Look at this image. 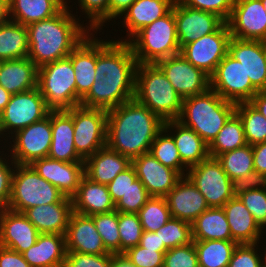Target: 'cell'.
Segmentation results:
<instances>
[{
    "label": "cell",
    "mask_w": 266,
    "mask_h": 267,
    "mask_svg": "<svg viewBox=\"0 0 266 267\" xmlns=\"http://www.w3.org/2000/svg\"><path fill=\"white\" fill-rule=\"evenodd\" d=\"M249 102L266 118V90L258 91Z\"/></svg>",
    "instance_id": "cell-62"
},
{
    "label": "cell",
    "mask_w": 266,
    "mask_h": 267,
    "mask_svg": "<svg viewBox=\"0 0 266 267\" xmlns=\"http://www.w3.org/2000/svg\"><path fill=\"white\" fill-rule=\"evenodd\" d=\"M93 32L86 35L68 56L75 72L76 106L88 94L95 81L96 37Z\"/></svg>",
    "instance_id": "cell-24"
},
{
    "label": "cell",
    "mask_w": 266,
    "mask_h": 267,
    "mask_svg": "<svg viewBox=\"0 0 266 267\" xmlns=\"http://www.w3.org/2000/svg\"><path fill=\"white\" fill-rule=\"evenodd\" d=\"M118 230L120 235V255L137 246L142 237L143 228L137 213L118 212Z\"/></svg>",
    "instance_id": "cell-46"
},
{
    "label": "cell",
    "mask_w": 266,
    "mask_h": 267,
    "mask_svg": "<svg viewBox=\"0 0 266 267\" xmlns=\"http://www.w3.org/2000/svg\"><path fill=\"white\" fill-rule=\"evenodd\" d=\"M227 24L233 38L266 42V10L261 0H235Z\"/></svg>",
    "instance_id": "cell-16"
},
{
    "label": "cell",
    "mask_w": 266,
    "mask_h": 267,
    "mask_svg": "<svg viewBox=\"0 0 266 267\" xmlns=\"http://www.w3.org/2000/svg\"><path fill=\"white\" fill-rule=\"evenodd\" d=\"M37 87L50 111L76 107L75 72L69 57L38 68Z\"/></svg>",
    "instance_id": "cell-7"
},
{
    "label": "cell",
    "mask_w": 266,
    "mask_h": 267,
    "mask_svg": "<svg viewBox=\"0 0 266 267\" xmlns=\"http://www.w3.org/2000/svg\"><path fill=\"white\" fill-rule=\"evenodd\" d=\"M181 4L199 9L206 12H211L218 15L225 22L231 16L235 0H178Z\"/></svg>",
    "instance_id": "cell-54"
},
{
    "label": "cell",
    "mask_w": 266,
    "mask_h": 267,
    "mask_svg": "<svg viewBox=\"0 0 266 267\" xmlns=\"http://www.w3.org/2000/svg\"><path fill=\"white\" fill-rule=\"evenodd\" d=\"M38 67L28 58L3 60L0 85L10 94L26 92L37 87Z\"/></svg>",
    "instance_id": "cell-34"
},
{
    "label": "cell",
    "mask_w": 266,
    "mask_h": 267,
    "mask_svg": "<svg viewBox=\"0 0 266 267\" xmlns=\"http://www.w3.org/2000/svg\"><path fill=\"white\" fill-rule=\"evenodd\" d=\"M258 243L238 244L230 259L228 267H262Z\"/></svg>",
    "instance_id": "cell-53"
},
{
    "label": "cell",
    "mask_w": 266,
    "mask_h": 267,
    "mask_svg": "<svg viewBox=\"0 0 266 267\" xmlns=\"http://www.w3.org/2000/svg\"><path fill=\"white\" fill-rule=\"evenodd\" d=\"M134 98L163 121L178 119L182 111L183 98L156 64L138 63Z\"/></svg>",
    "instance_id": "cell-4"
},
{
    "label": "cell",
    "mask_w": 266,
    "mask_h": 267,
    "mask_svg": "<svg viewBox=\"0 0 266 267\" xmlns=\"http://www.w3.org/2000/svg\"><path fill=\"white\" fill-rule=\"evenodd\" d=\"M10 139H13L9 142H13L12 148L7 143L6 150L16 164L30 165L34 160L48 157L52 142L51 111L42 120L17 131Z\"/></svg>",
    "instance_id": "cell-11"
},
{
    "label": "cell",
    "mask_w": 266,
    "mask_h": 267,
    "mask_svg": "<svg viewBox=\"0 0 266 267\" xmlns=\"http://www.w3.org/2000/svg\"><path fill=\"white\" fill-rule=\"evenodd\" d=\"M216 158L231 180L243 177L254 170L253 151L249 144L224 152Z\"/></svg>",
    "instance_id": "cell-42"
},
{
    "label": "cell",
    "mask_w": 266,
    "mask_h": 267,
    "mask_svg": "<svg viewBox=\"0 0 266 267\" xmlns=\"http://www.w3.org/2000/svg\"><path fill=\"white\" fill-rule=\"evenodd\" d=\"M165 199L171 217L190 224L209 208L202 193L187 176L176 183Z\"/></svg>",
    "instance_id": "cell-22"
},
{
    "label": "cell",
    "mask_w": 266,
    "mask_h": 267,
    "mask_svg": "<svg viewBox=\"0 0 266 267\" xmlns=\"http://www.w3.org/2000/svg\"><path fill=\"white\" fill-rule=\"evenodd\" d=\"M66 5L51 18L27 25L28 58L39 68L66 58L91 31ZM72 12V13H71Z\"/></svg>",
    "instance_id": "cell-2"
},
{
    "label": "cell",
    "mask_w": 266,
    "mask_h": 267,
    "mask_svg": "<svg viewBox=\"0 0 266 267\" xmlns=\"http://www.w3.org/2000/svg\"><path fill=\"white\" fill-rule=\"evenodd\" d=\"M136 0H109V22L113 19H120L123 13L135 2Z\"/></svg>",
    "instance_id": "cell-61"
},
{
    "label": "cell",
    "mask_w": 266,
    "mask_h": 267,
    "mask_svg": "<svg viewBox=\"0 0 266 267\" xmlns=\"http://www.w3.org/2000/svg\"><path fill=\"white\" fill-rule=\"evenodd\" d=\"M139 245L151 250H168L164 243H161L159 230L155 232L143 231Z\"/></svg>",
    "instance_id": "cell-59"
},
{
    "label": "cell",
    "mask_w": 266,
    "mask_h": 267,
    "mask_svg": "<svg viewBox=\"0 0 266 267\" xmlns=\"http://www.w3.org/2000/svg\"><path fill=\"white\" fill-rule=\"evenodd\" d=\"M166 251L146 249L138 244L122 255L135 267H163Z\"/></svg>",
    "instance_id": "cell-50"
},
{
    "label": "cell",
    "mask_w": 266,
    "mask_h": 267,
    "mask_svg": "<svg viewBox=\"0 0 266 267\" xmlns=\"http://www.w3.org/2000/svg\"><path fill=\"white\" fill-rule=\"evenodd\" d=\"M132 166L151 196L165 197L182 178L176 170L164 166L149 152L132 159Z\"/></svg>",
    "instance_id": "cell-20"
},
{
    "label": "cell",
    "mask_w": 266,
    "mask_h": 267,
    "mask_svg": "<svg viewBox=\"0 0 266 267\" xmlns=\"http://www.w3.org/2000/svg\"><path fill=\"white\" fill-rule=\"evenodd\" d=\"M6 154L4 151H0V210L8 206L11 196L12 176L16 166L11 158L6 157Z\"/></svg>",
    "instance_id": "cell-55"
},
{
    "label": "cell",
    "mask_w": 266,
    "mask_h": 267,
    "mask_svg": "<svg viewBox=\"0 0 266 267\" xmlns=\"http://www.w3.org/2000/svg\"><path fill=\"white\" fill-rule=\"evenodd\" d=\"M39 234L22 212L0 210V246L22 254L36 243Z\"/></svg>",
    "instance_id": "cell-21"
},
{
    "label": "cell",
    "mask_w": 266,
    "mask_h": 267,
    "mask_svg": "<svg viewBox=\"0 0 266 267\" xmlns=\"http://www.w3.org/2000/svg\"><path fill=\"white\" fill-rule=\"evenodd\" d=\"M233 196L254 189H266V174H261L256 170L249 172L247 175L232 180Z\"/></svg>",
    "instance_id": "cell-56"
},
{
    "label": "cell",
    "mask_w": 266,
    "mask_h": 267,
    "mask_svg": "<svg viewBox=\"0 0 266 267\" xmlns=\"http://www.w3.org/2000/svg\"><path fill=\"white\" fill-rule=\"evenodd\" d=\"M158 230L161 243H164L167 249L188 245L193 242L192 224L186 221L171 217Z\"/></svg>",
    "instance_id": "cell-45"
},
{
    "label": "cell",
    "mask_w": 266,
    "mask_h": 267,
    "mask_svg": "<svg viewBox=\"0 0 266 267\" xmlns=\"http://www.w3.org/2000/svg\"><path fill=\"white\" fill-rule=\"evenodd\" d=\"M73 212L85 216L109 213L115 210L107 185L92 181L86 175L81 179L77 193L72 197Z\"/></svg>",
    "instance_id": "cell-27"
},
{
    "label": "cell",
    "mask_w": 266,
    "mask_h": 267,
    "mask_svg": "<svg viewBox=\"0 0 266 267\" xmlns=\"http://www.w3.org/2000/svg\"><path fill=\"white\" fill-rule=\"evenodd\" d=\"M74 145L85 161L107 143V111L81 105L72 108Z\"/></svg>",
    "instance_id": "cell-10"
},
{
    "label": "cell",
    "mask_w": 266,
    "mask_h": 267,
    "mask_svg": "<svg viewBox=\"0 0 266 267\" xmlns=\"http://www.w3.org/2000/svg\"><path fill=\"white\" fill-rule=\"evenodd\" d=\"M0 267H31L21 253L0 246Z\"/></svg>",
    "instance_id": "cell-58"
},
{
    "label": "cell",
    "mask_w": 266,
    "mask_h": 267,
    "mask_svg": "<svg viewBox=\"0 0 266 267\" xmlns=\"http://www.w3.org/2000/svg\"><path fill=\"white\" fill-rule=\"evenodd\" d=\"M163 267H199L194 242L168 249L164 254Z\"/></svg>",
    "instance_id": "cell-51"
},
{
    "label": "cell",
    "mask_w": 266,
    "mask_h": 267,
    "mask_svg": "<svg viewBox=\"0 0 266 267\" xmlns=\"http://www.w3.org/2000/svg\"><path fill=\"white\" fill-rule=\"evenodd\" d=\"M179 46L194 42L204 35L216 32L225 21L218 15L181 4L173 5Z\"/></svg>",
    "instance_id": "cell-17"
},
{
    "label": "cell",
    "mask_w": 266,
    "mask_h": 267,
    "mask_svg": "<svg viewBox=\"0 0 266 267\" xmlns=\"http://www.w3.org/2000/svg\"><path fill=\"white\" fill-rule=\"evenodd\" d=\"M135 96V83H111L95 80L80 105L109 111Z\"/></svg>",
    "instance_id": "cell-32"
},
{
    "label": "cell",
    "mask_w": 266,
    "mask_h": 267,
    "mask_svg": "<svg viewBox=\"0 0 266 267\" xmlns=\"http://www.w3.org/2000/svg\"><path fill=\"white\" fill-rule=\"evenodd\" d=\"M138 62L128 42L96 38L95 80L135 83Z\"/></svg>",
    "instance_id": "cell-8"
},
{
    "label": "cell",
    "mask_w": 266,
    "mask_h": 267,
    "mask_svg": "<svg viewBox=\"0 0 266 267\" xmlns=\"http://www.w3.org/2000/svg\"><path fill=\"white\" fill-rule=\"evenodd\" d=\"M28 52V30L25 25L11 20L0 25L1 60L26 58Z\"/></svg>",
    "instance_id": "cell-37"
},
{
    "label": "cell",
    "mask_w": 266,
    "mask_h": 267,
    "mask_svg": "<svg viewBox=\"0 0 266 267\" xmlns=\"http://www.w3.org/2000/svg\"><path fill=\"white\" fill-rule=\"evenodd\" d=\"M250 211L255 222L263 230L266 228V189H254L238 196Z\"/></svg>",
    "instance_id": "cell-49"
},
{
    "label": "cell",
    "mask_w": 266,
    "mask_h": 267,
    "mask_svg": "<svg viewBox=\"0 0 266 267\" xmlns=\"http://www.w3.org/2000/svg\"><path fill=\"white\" fill-rule=\"evenodd\" d=\"M176 0H136L124 13L123 27L127 28L126 39L118 41L128 42L140 29L150 25L155 20L168 14Z\"/></svg>",
    "instance_id": "cell-30"
},
{
    "label": "cell",
    "mask_w": 266,
    "mask_h": 267,
    "mask_svg": "<svg viewBox=\"0 0 266 267\" xmlns=\"http://www.w3.org/2000/svg\"><path fill=\"white\" fill-rule=\"evenodd\" d=\"M155 64L183 99L204 93L210 88V76L191 64L181 53Z\"/></svg>",
    "instance_id": "cell-15"
},
{
    "label": "cell",
    "mask_w": 266,
    "mask_h": 267,
    "mask_svg": "<svg viewBox=\"0 0 266 267\" xmlns=\"http://www.w3.org/2000/svg\"><path fill=\"white\" fill-rule=\"evenodd\" d=\"M151 198L146 187L137 178L115 203V210L123 213H138L142 206Z\"/></svg>",
    "instance_id": "cell-47"
},
{
    "label": "cell",
    "mask_w": 266,
    "mask_h": 267,
    "mask_svg": "<svg viewBox=\"0 0 266 267\" xmlns=\"http://www.w3.org/2000/svg\"><path fill=\"white\" fill-rule=\"evenodd\" d=\"M112 267H135V266L131 264L123 255L113 254Z\"/></svg>",
    "instance_id": "cell-64"
},
{
    "label": "cell",
    "mask_w": 266,
    "mask_h": 267,
    "mask_svg": "<svg viewBox=\"0 0 266 267\" xmlns=\"http://www.w3.org/2000/svg\"><path fill=\"white\" fill-rule=\"evenodd\" d=\"M85 175L92 181L108 185L115 177L132 165V160L111 150L107 145L85 161Z\"/></svg>",
    "instance_id": "cell-31"
},
{
    "label": "cell",
    "mask_w": 266,
    "mask_h": 267,
    "mask_svg": "<svg viewBox=\"0 0 266 267\" xmlns=\"http://www.w3.org/2000/svg\"><path fill=\"white\" fill-rule=\"evenodd\" d=\"M52 142L48 157L65 162H84L74 145V123L70 110L51 111Z\"/></svg>",
    "instance_id": "cell-25"
},
{
    "label": "cell",
    "mask_w": 266,
    "mask_h": 267,
    "mask_svg": "<svg viewBox=\"0 0 266 267\" xmlns=\"http://www.w3.org/2000/svg\"><path fill=\"white\" fill-rule=\"evenodd\" d=\"M136 179L137 175L132 165L125 171L119 173L115 179L107 185L112 201L116 203Z\"/></svg>",
    "instance_id": "cell-57"
},
{
    "label": "cell",
    "mask_w": 266,
    "mask_h": 267,
    "mask_svg": "<svg viewBox=\"0 0 266 267\" xmlns=\"http://www.w3.org/2000/svg\"><path fill=\"white\" fill-rule=\"evenodd\" d=\"M72 202L59 189L41 177L31 165L16 164L11 185V196L7 208L24 212L34 206Z\"/></svg>",
    "instance_id": "cell-6"
},
{
    "label": "cell",
    "mask_w": 266,
    "mask_h": 267,
    "mask_svg": "<svg viewBox=\"0 0 266 267\" xmlns=\"http://www.w3.org/2000/svg\"><path fill=\"white\" fill-rule=\"evenodd\" d=\"M143 231L155 232L171 218L165 197L151 196L137 213Z\"/></svg>",
    "instance_id": "cell-43"
},
{
    "label": "cell",
    "mask_w": 266,
    "mask_h": 267,
    "mask_svg": "<svg viewBox=\"0 0 266 267\" xmlns=\"http://www.w3.org/2000/svg\"><path fill=\"white\" fill-rule=\"evenodd\" d=\"M261 259H262V267H266V247L264 250V254H261Z\"/></svg>",
    "instance_id": "cell-66"
},
{
    "label": "cell",
    "mask_w": 266,
    "mask_h": 267,
    "mask_svg": "<svg viewBox=\"0 0 266 267\" xmlns=\"http://www.w3.org/2000/svg\"><path fill=\"white\" fill-rule=\"evenodd\" d=\"M254 170L261 174H266V142L252 146Z\"/></svg>",
    "instance_id": "cell-60"
},
{
    "label": "cell",
    "mask_w": 266,
    "mask_h": 267,
    "mask_svg": "<svg viewBox=\"0 0 266 267\" xmlns=\"http://www.w3.org/2000/svg\"><path fill=\"white\" fill-rule=\"evenodd\" d=\"M247 144L241 119L234 113L208 145L209 156L216 158L224 152L241 148Z\"/></svg>",
    "instance_id": "cell-39"
},
{
    "label": "cell",
    "mask_w": 266,
    "mask_h": 267,
    "mask_svg": "<svg viewBox=\"0 0 266 267\" xmlns=\"http://www.w3.org/2000/svg\"><path fill=\"white\" fill-rule=\"evenodd\" d=\"M139 64L157 61L180 53L173 8L165 16L140 29L129 41Z\"/></svg>",
    "instance_id": "cell-5"
},
{
    "label": "cell",
    "mask_w": 266,
    "mask_h": 267,
    "mask_svg": "<svg viewBox=\"0 0 266 267\" xmlns=\"http://www.w3.org/2000/svg\"><path fill=\"white\" fill-rule=\"evenodd\" d=\"M230 39V30L225 22L216 32L186 44L180 53L195 67L211 76L220 61L227 55Z\"/></svg>",
    "instance_id": "cell-14"
},
{
    "label": "cell",
    "mask_w": 266,
    "mask_h": 267,
    "mask_svg": "<svg viewBox=\"0 0 266 267\" xmlns=\"http://www.w3.org/2000/svg\"><path fill=\"white\" fill-rule=\"evenodd\" d=\"M66 252H79L92 255L109 253L90 216L73 212L65 234Z\"/></svg>",
    "instance_id": "cell-23"
},
{
    "label": "cell",
    "mask_w": 266,
    "mask_h": 267,
    "mask_svg": "<svg viewBox=\"0 0 266 267\" xmlns=\"http://www.w3.org/2000/svg\"><path fill=\"white\" fill-rule=\"evenodd\" d=\"M232 239L238 244H259L262 229L238 196L223 205Z\"/></svg>",
    "instance_id": "cell-29"
},
{
    "label": "cell",
    "mask_w": 266,
    "mask_h": 267,
    "mask_svg": "<svg viewBox=\"0 0 266 267\" xmlns=\"http://www.w3.org/2000/svg\"><path fill=\"white\" fill-rule=\"evenodd\" d=\"M149 153L164 166L176 170L182 177L187 175L188 168L181 161L175 141L164 128L156 135Z\"/></svg>",
    "instance_id": "cell-41"
},
{
    "label": "cell",
    "mask_w": 266,
    "mask_h": 267,
    "mask_svg": "<svg viewBox=\"0 0 266 267\" xmlns=\"http://www.w3.org/2000/svg\"><path fill=\"white\" fill-rule=\"evenodd\" d=\"M236 103L221 98L209 88L206 92L183 99L177 119L194 130L208 145L235 113Z\"/></svg>",
    "instance_id": "cell-3"
},
{
    "label": "cell",
    "mask_w": 266,
    "mask_h": 267,
    "mask_svg": "<svg viewBox=\"0 0 266 267\" xmlns=\"http://www.w3.org/2000/svg\"><path fill=\"white\" fill-rule=\"evenodd\" d=\"M79 9L89 20V30L94 33L100 31L109 22V0H78ZM81 7V8H80Z\"/></svg>",
    "instance_id": "cell-48"
},
{
    "label": "cell",
    "mask_w": 266,
    "mask_h": 267,
    "mask_svg": "<svg viewBox=\"0 0 266 267\" xmlns=\"http://www.w3.org/2000/svg\"><path fill=\"white\" fill-rule=\"evenodd\" d=\"M49 111L38 87L26 92L12 94L9 103L0 113V142L3 140L8 142L9 137L17 131L42 120L48 115ZM1 138L4 139L1 140Z\"/></svg>",
    "instance_id": "cell-9"
},
{
    "label": "cell",
    "mask_w": 266,
    "mask_h": 267,
    "mask_svg": "<svg viewBox=\"0 0 266 267\" xmlns=\"http://www.w3.org/2000/svg\"><path fill=\"white\" fill-rule=\"evenodd\" d=\"M210 88L221 98L233 103L249 102L258 90L252 85L241 62L228 54L210 76Z\"/></svg>",
    "instance_id": "cell-13"
},
{
    "label": "cell",
    "mask_w": 266,
    "mask_h": 267,
    "mask_svg": "<svg viewBox=\"0 0 266 267\" xmlns=\"http://www.w3.org/2000/svg\"><path fill=\"white\" fill-rule=\"evenodd\" d=\"M199 267H228L238 243L234 240H193Z\"/></svg>",
    "instance_id": "cell-38"
},
{
    "label": "cell",
    "mask_w": 266,
    "mask_h": 267,
    "mask_svg": "<svg viewBox=\"0 0 266 267\" xmlns=\"http://www.w3.org/2000/svg\"><path fill=\"white\" fill-rule=\"evenodd\" d=\"M22 255L31 267H63L66 257L65 235L39 234L36 243Z\"/></svg>",
    "instance_id": "cell-33"
},
{
    "label": "cell",
    "mask_w": 266,
    "mask_h": 267,
    "mask_svg": "<svg viewBox=\"0 0 266 267\" xmlns=\"http://www.w3.org/2000/svg\"><path fill=\"white\" fill-rule=\"evenodd\" d=\"M163 128L170 132L181 161L188 169L209 157L208 144L194 130L177 119L164 121Z\"/></svg>",
    "instance_id": "cell-26"
},
{
    "label": "cell",
    "mask_w": 266,
    "mask_h": 267,
    "mask_svg": "<svg viewBox=\"0 0 266 267\" xmlns=\"http://www.w3.org/2000/svg\"><path fill=\"white\" fill-rule=\"evenodd\" d=\"M9 20V0H0V25Z\"/></svg>",
    "instance_id": "cell-63"
},
{
    "label": "cell",
    "mask_w": 266,
    "mask_h": 267,
    "mask_svg": "<svg viewBox=\"0 0 266 267\" xmlns=\"http://www.w3.org/2000/svg\"><path fill=\"white\" fill-rule=\"evenodd\" d=\"M69 3L68 0H9V18L27 26L53 17Z\"/></svg>",
    "instance_id": "cell-35"
},
{
    "label": "cell",
    "mask_w": 266,
    "mask_h": 267,
    "mask_svg": "<svg viewBox=\"0 0 266 267\" xmlns=\"http://www.w3.org/2000/svg\"><path fill=\"white\" fill-rule=\"evenodd\" d=\"M73 213L72 202L34 206L26 209L23 214L35 226L40 234L65 235L69 219Z\"/></svg>",
    "instance_id": "cell-28"
},
{
    "label": "cell",
    "mask_w": 266,
    "mask_h": 267,
    "mask_svg": "<svg viewBox=\"0 0 266 267\" xmlns=\"http://www.w3.org/2000/svg\"><path fill=\"white\" fill-rule=\"evenodd\" d=\"M262 1V3H263V7H264V9L266 10V0H261Z\"/></svg>",
    "instance_id": "cell-67"
},
{
    "label": "cell",
    "mask_w": 266,
    "mask_h": 267,
    "mask_svg": "<svg viewBox=\"0 0 266 267\" xmlns=\"http://www.w3.org/2000/svg\"><path fill=\"white\" fill-rule=\"evenodd\" d=\"M202 193L209 207H223L232 199V180L217 158L208 157L188 169L186 175Z\"/></svg>",
    "instance_id": "cell-12"
},
{
    "label": "cell",
    "mask_w": 266,
    "mask_h": 267,
    "mask_svg": "<svg viewBox=\"0 0 266 267\" xmlns=\"http://www.w3.org/2000/svg\"><path fill=\"white\" fill-rule=\"evenodd\" d=\"M10 94L6 89L0 85V113L5 109L6 105L9 103Z\"/></svg>",
    "instance_id": "cell-65"
},
{
    "label": "cell",
    "mask_w": 266,
    "mask_h": 267,
    "mask_svg": "<svg viewBox=\"0 0 266 267\" xmlns=\"http://www.w3.org/2000/svg\"><path fill=\"white\" fill-rule=\"evenodd\" d=\"M235 114L241 119L249 145L266 142V118L250 102L237 103Z\"/></svg>",
    "instance_id": "cell-40"
},
{
    "label": "cell",
    "mask_w": 266,
    "mask_h": 267,
    "mask_svg": "<svg viewBox=\"0 0 266 267\" xmlns=\"http://www.w3.org/2000/svg\"><path fill=\"white\" fill-rule=\"evenodd\" d=\"M113 254L66 252L63 267H112Z\"/></svg>",
    "instance_id": "cell-52"
},
{
    "label": "cell",
    "mask_w": 266,
    "mask_h": 267,
    "mask_svg": "<svg viewBox=\"0 0 266 267\" xmlns=\"http://www.w3.org/2000/svg\"><path fill=\"white\" fill-rule=\"evenodd\" d=\"M100 234L106 250L114 255H120V235L118 230V211L90 216Z\"/></svg>",
    "instance_id": "cell-44"
},
{
    "label": "cell",
    "mask_w": 266,
    "mask_h": 267,
    "mask_svg": "<svg viewBox=\"0 0 266 267\" xmlns=\"http://www.w3.org/2000/svg\"><path fill=\"white\" fill-rule=\"evenodd\" d=\"M30 165L41 177L69 198L77 193L81 179L85 175L84 162H65L45 157L34 160Z\"/></svg>",
    "instance_id": "cell-18"
},
{
    "label": "cell",
    "mask_w": 266,
    "mask_h": 267,
    "mask_svg": "<svg viewBox=\"0 0 266 267\" xmlns=\"http://www.w3.org/2000/svg\"><path fill=\"white\" fill-rule=\"evenodd\" d=\"M193 240H233L222 207H209L192 223Z\"/></svg>",
    "instance_id": "cell-36"
},
{
    "label": "cell",
    "mask_w": 266,
    "mask_h": 267,
    "mask_svg": "<svg viewBox=\"0 0 266 267\" xmlns=\"http://www.w3.org/2000/svg\"><path fill=\"white\" fill-rule=\"evenodd\" d=\"M227 54L234 60L241 62L246 75L258 91L266 90V51L264 41L231 37Z\"/></svg>",
    "instance_id": "cell-19"
},
{
    "label": "cell",
    "mask_w": 266,
    "mask_h": 267,
    "mask_svg": "<svg viewBox=\"0 0 266 267\" xmlns=\"http://www.w3.org/2000/svg\"><path fill=\"white\" fill-rule=\"evenodd\" d=\"M164 121L135 98L107 111L106 145L131 160L148 153Z\"/></svg>",
    "instance_id": "cell-1"
}]
</instances>
